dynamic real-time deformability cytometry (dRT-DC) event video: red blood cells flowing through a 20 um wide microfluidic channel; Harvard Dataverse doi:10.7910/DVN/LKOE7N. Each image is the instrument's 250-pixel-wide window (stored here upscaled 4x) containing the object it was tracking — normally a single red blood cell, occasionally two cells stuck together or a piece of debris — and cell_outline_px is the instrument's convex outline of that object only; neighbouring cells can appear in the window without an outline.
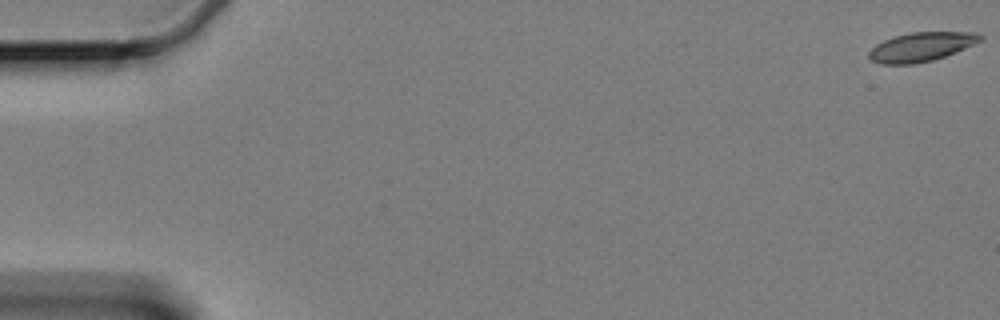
{"species": "Egyptian fruit bat (a non-hibernating species)", "species_latin": "Rousettus aegyptiacus", "temperature_condition": "cold", "stored_images_in_passage": 10, "camera_frame_rate_fps": 3000, "um_per_image_px": 0.085, "animal": {"sex": "female"}, "frame": {"image": 1, "passage_image": 1, "time_ms": 0.0, "image_size_px": [1000, 320], "cell_outline_px": [[984, 40], [956, 52], [932, 60], [916, 64], [880, 64], [872, 60], [868, 56], [868, 52], [876, 44], [884, 40], [896, 36], [912, 32], [976, 32], [984, 36]], "centroid_in_image_um": [78.34, 3.98], "position_along_channel_um": 6.7, "area_um2": 18.9}}